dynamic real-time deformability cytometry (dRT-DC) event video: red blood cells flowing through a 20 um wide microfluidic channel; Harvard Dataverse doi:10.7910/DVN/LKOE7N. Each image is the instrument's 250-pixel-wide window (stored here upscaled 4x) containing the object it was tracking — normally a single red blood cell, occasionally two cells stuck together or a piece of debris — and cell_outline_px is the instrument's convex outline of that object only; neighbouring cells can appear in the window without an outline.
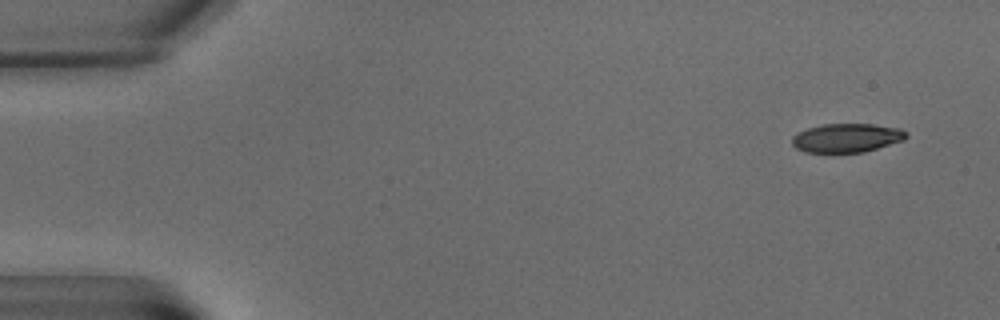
{"species": "common noctule bat (a hibernating species)", "species_latin": "Nyctalus noctula", "temperature_condition": "warm", "stored_images_in_passage": 6, "camera_frame_rate_fps": 3000, "um_per_image_px": 0.085, "animal": {"sex": "male", "body_mass_g": 15.6}, "frame": {"image": 1, "passage_image": 1, "time_ms": 0.0, "image_size_px": [1000, 320], "cell_outline_px": [[908, 136], [904, 140], [864, 152], [804, 152], [796, 148], [792, 144], [792, 136], [796, 132], [808, 128], [824, 124], [872, 124], [900, 128]], "centroid_in_image_um": [71.94, 11.72], "position_along_channel_um": 13.1, "area_um2": 19.13}}
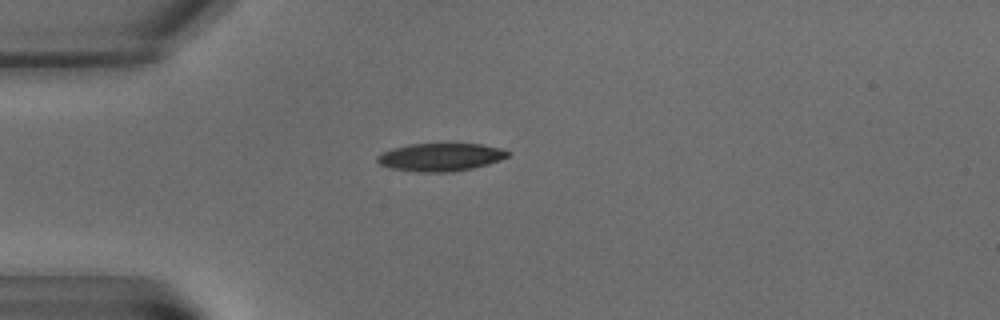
{"frame": {"image": 2, "passage_image": 5, "time_ms": 5.0, "image_size_px": [1000, 320], "cell_outline_px": [[512, 152], [508, 156], [500, 160], [488, 164], [472, 168], [452, 172], [416, 172], [388, 168], [380, 164], [376, 160], [376, 156], [380, 152], [392, 148], [408, 144], [480, 144], [500, 148]], "centroid_in_image_um": [37.4, 13.36], "position_along_channel_um": 47.6, "area_um2": 21.44}}